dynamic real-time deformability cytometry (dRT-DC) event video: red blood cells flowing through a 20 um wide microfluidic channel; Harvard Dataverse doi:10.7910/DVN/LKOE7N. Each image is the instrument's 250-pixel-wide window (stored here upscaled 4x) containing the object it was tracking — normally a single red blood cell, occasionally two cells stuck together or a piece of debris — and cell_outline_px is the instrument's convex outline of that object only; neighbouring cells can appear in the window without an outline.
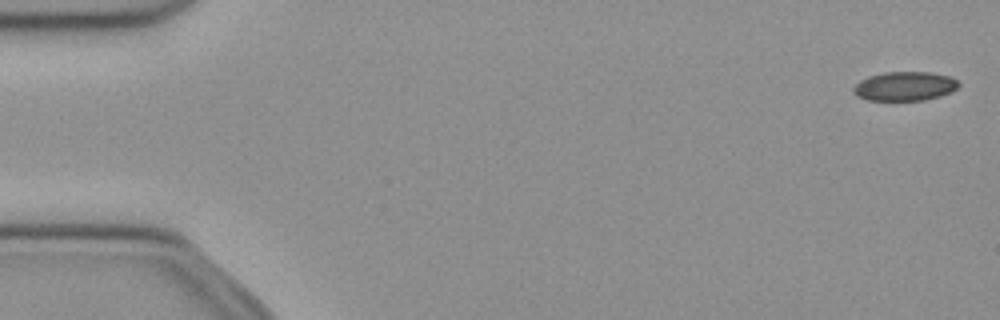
{"species": "common noctule bat (a hibernating species)", "species_latin": "Nyctalus noctula", "temperature_condition": "cold", "stored_images_in_passage": 17, "camera_frame_rate_fps": 3000, "um_per_image_px": 0.085, "animal": {"sex": "female", "body_mass_g": 21.9}, "frame": {"image": 1, "passage_image": 2, "time_ms": 0.333, "image_size_px": [1000, 320], "cell_outline_px": [[960, 84], [952, 92], [940, 96], [924, 100], [868, 100], [856, 96], [852, 92], [852, 88], [860, 80], [868, 76], [884, 72], [932, 72], [948, 76], [956, 80]], "centroid_in_image_um": [76.88, 7.33], "position_along_channel_um": 8.1, "area_um2": 17.92}}
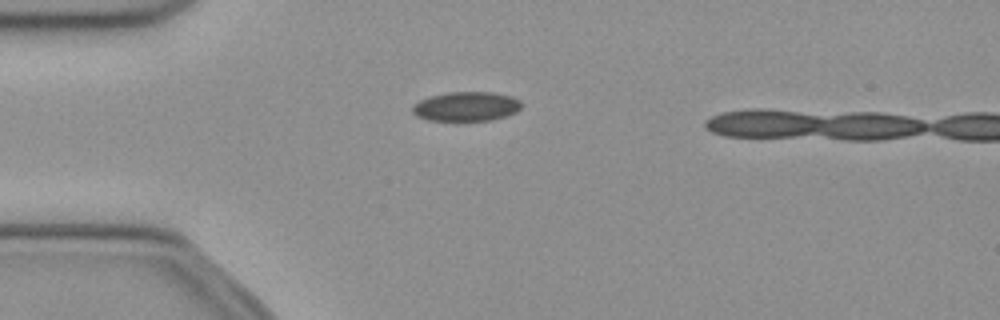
{"frame": {"image": 2, "passage_image": 14, "time_ms": 4.333, "image_size_px": [1000, 320], "cell_outline_px": [[520, 108], [516, 112], [492, 120], [428, 120], [416, 116], [412, 112], [412, 104], [428, 96], [448, 92], [492, 92], [512, 96], [520, 100]], "centroid_in_image_um": [39.6, 9.04], "position_along_channel_um": 45.4, "area_um2": 18.67}}